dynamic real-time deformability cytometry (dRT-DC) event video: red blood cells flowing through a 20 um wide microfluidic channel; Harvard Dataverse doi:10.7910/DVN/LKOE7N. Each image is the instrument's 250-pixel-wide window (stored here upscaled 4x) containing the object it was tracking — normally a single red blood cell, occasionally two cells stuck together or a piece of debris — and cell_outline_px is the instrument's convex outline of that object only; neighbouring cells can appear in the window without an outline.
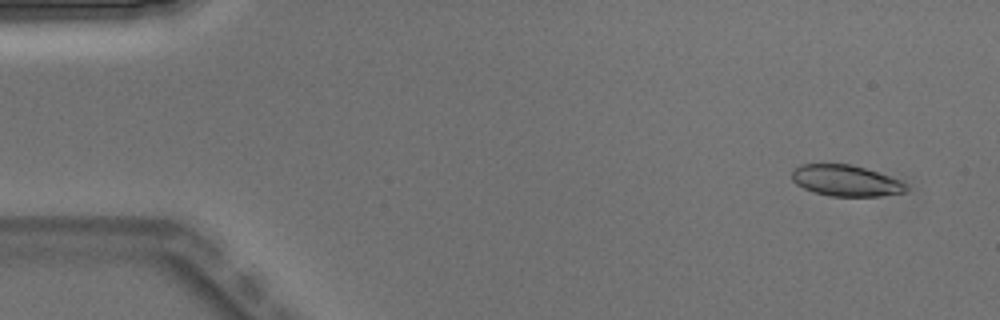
{"species": "Egyptian fruit bat (a non-hibernating species)", "species_latin": "Rousettus aegyptiacus", "temperature_condition": "warm", "stored_images_in_passage": 4, "camera_frame_rate_fps": 3000, "um_per_image_px": 0.085, "animal": {"sex": "male"}, "frame": {"image": 1, "passage_image": 1, "time_ms": 0.0, "image_size_px": [1000, 320], "cell_outline_px": [[908, 192], [880, 196], [832, 196], [816, 192], [804, 188], [796, 184], [792, 180], [792, 168], [800, 164], [852, 164], [900, 180], [908, 184]], "centroid_in_image_um": [71.9, 15.35], "position_along_channel_um": 13.1, "area_um2": 20.75}}
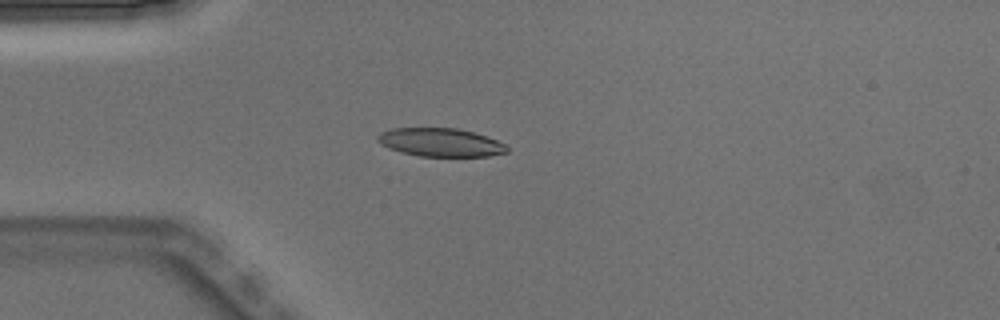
{"frame": {"image": 2, "passage_image": 4, "time_ms": 1.0, "image_size_px": [1000, 320], "cell_outline_px": [[508, 152], [488, 156], [420, 156], [400, 152], [388, 148], [380, 144], [376, 140], [376, 136], [380, 132], [392, 128], [456, 128], [488, 136], [504, 144], [508, 148]], "centroid_in_image_um": [37.4, 12.1], "position_along_channel_um": 47.6, "area_um2": 21.44}}